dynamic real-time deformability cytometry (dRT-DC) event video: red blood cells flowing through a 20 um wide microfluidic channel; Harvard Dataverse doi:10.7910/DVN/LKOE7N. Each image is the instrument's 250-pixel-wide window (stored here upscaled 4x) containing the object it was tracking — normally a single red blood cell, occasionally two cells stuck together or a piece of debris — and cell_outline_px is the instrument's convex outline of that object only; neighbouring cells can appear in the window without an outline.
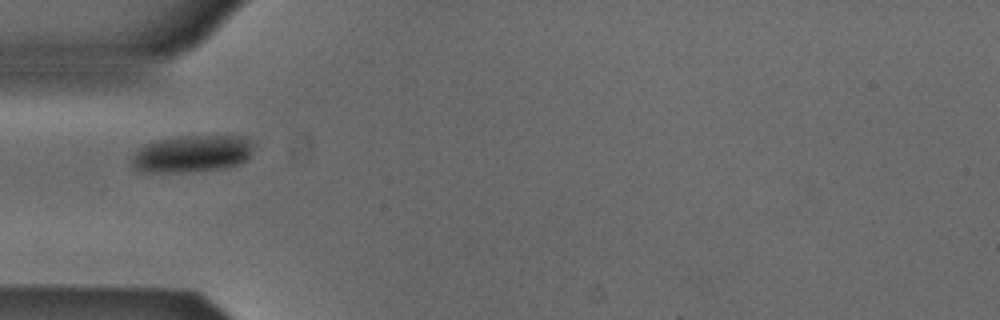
{"species": "Egyptian fruit bat (a non-hibernating species)", "species_latin": "Rousettus aegyptiacus", "temperature_condition": "cold", "stored_images_in_passage": 33, "camera_frame_rate_fps": 3000, "um_per_image_px": 0.085, "animal": {"sex": "male"}, "frame": {"image": 1, "passage_image": 1, "time_ms": 0.0, "image_size_px": [1000, 320], "cell_outline_px": [[252, 148], [248, 156], [244, 160], [236, 164], [224, 168], [184, 172], [140, 172], [132, 164], [132, 156], [144, 144], [176, 136], [244, 136], [252, 144]], "centroid_in_image_um": [16.28, 13.07], "position_along_channel_um": 68.7, "area_um2": 25.95}}
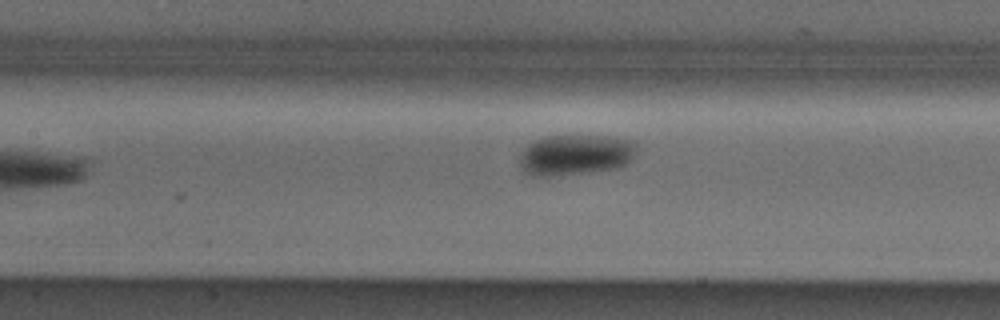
{"frame": {"image": 2, "passage_image": 8, "time_ms": 2.333, "image_size_px": [1000, 320], "cell_outline_px": [[636, 152], [632, 160], [616, 168], [592, 172], [552, 176], [536, 176], [524, 172], [520, 164], [520, 152], [528, 144], [544, 136], [612, 136], [632, 140], [636, 144]], "centroid_in_image_um": [48.92, 13.16], "position_along_channel_um": 158.5, "area_um2": 27.92}}
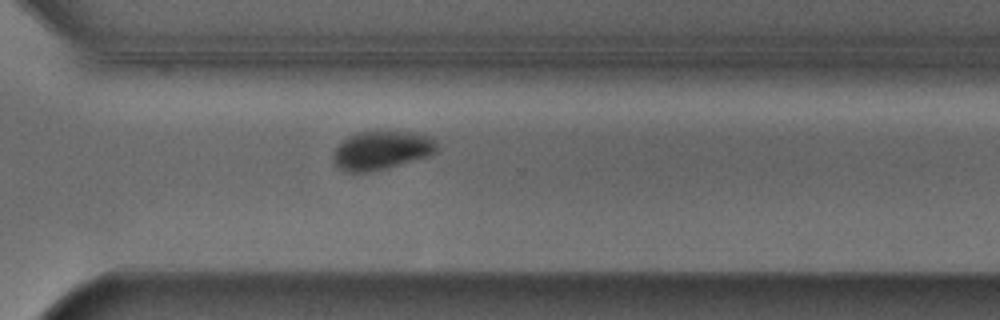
{"frame": {"image": 3, "passage_image": 22, "time_ms": 7.0, "image_size_px": [1000, 320], "cell_outline_px": [[440, 144], [436, 152], [388, 168], [368, 172], [348, 172], [340, 168], [332, 160], [332, 156], [336, 148], [348, 136], [360, 132], [376, 128], [416, 132], [432, 136]], "centroid_in_image_um": [32.47, 12.71], "position_along_channel_um": 338.1, "area_um2": 23.99}, "authors_computed_cell_mechanics": {"area_um2": 26.1834, "velocity_mm_per_s": 3.853, "shape_relaxation_time_tau1_ms": 4.4576, "shape_relaxation_time_tau2_ms": null, "deformation_change_tau1": 0.0675, "deformation_change_tau2": null}}